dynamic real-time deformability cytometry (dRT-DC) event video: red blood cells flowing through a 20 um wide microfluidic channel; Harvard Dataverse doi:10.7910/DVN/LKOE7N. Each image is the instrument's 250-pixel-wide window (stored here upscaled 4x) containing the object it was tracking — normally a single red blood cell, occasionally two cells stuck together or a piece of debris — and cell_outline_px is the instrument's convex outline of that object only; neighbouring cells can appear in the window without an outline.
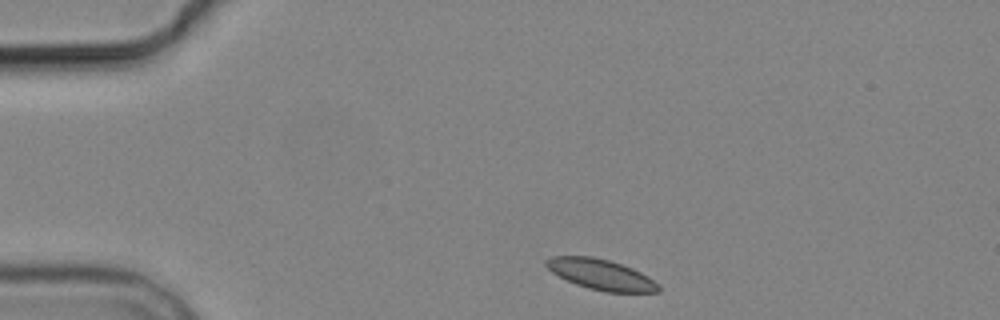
{"species": "common noctule bat (a hibernating species)", "species_latin": "Nyctalus noctula", "temperature_condition": "cold", "stored_images_in_passage": 3, "camera_frame_rate_fps": 3000, "um_per_image_px": 0.085, "animal": {"sex": "male", "body_mass_g": 19.2, "forearm_length_mm": 51.8}, "frame": {"image": 1, "passage_image": 1, "time_ms": 0.0, "image_size_px": [1000, 320], "cell_outline_px": [[660, 292], [604, 292], [588, 288], [576, 284], [552, 272], [544, 264], [544, 260], [552, 256], [592, 256], [608, 260], [632, 268], [648, 276], [660, 284]], "centroid_in_image_um": [51.1, 23.33], "position_along_channel_um": 33.9, "area_um2": 19.94}}